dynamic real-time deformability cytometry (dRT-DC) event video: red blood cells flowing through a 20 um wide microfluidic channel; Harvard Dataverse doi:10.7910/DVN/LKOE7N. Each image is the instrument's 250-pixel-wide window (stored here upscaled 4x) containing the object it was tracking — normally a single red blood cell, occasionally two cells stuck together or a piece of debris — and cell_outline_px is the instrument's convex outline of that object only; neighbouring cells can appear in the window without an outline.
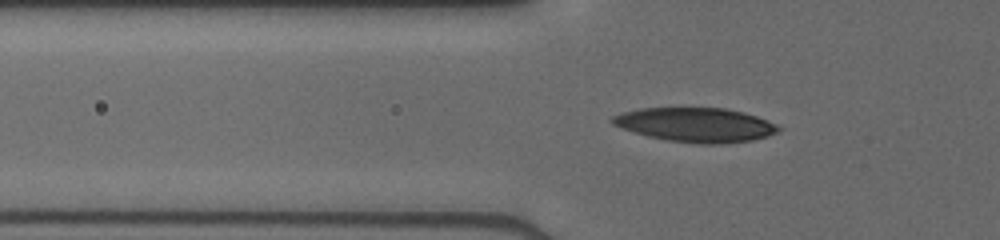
{"species": "human", "species_latin": "Homo sapiens", "temperature_condition": "cold", "stored_images_in_passage": 44, "camera_frame_rate_fps": 3000, "um_per_image_px": 0.085, "donor": {"sex": "male"}, "frame": {"image": 1, "passage_image": 12, "time_ms": 3.667, "image_size_px": [1000, 240], "cell_outline_px": [[780, 128], [776, 132], [768, 136], [752, 140], [720, 144], [700, 144], [668, 140], [648, 136], [612, 124], [608, 120], [612, 116], [624, 112], [640, 108], [728, 108], [744, 112], [756, 116], [776, 124]], "centroid_in_image_um": [59.14, 10.6], "position_along_channel_um": 66.7, "area_um2": 32.95}}
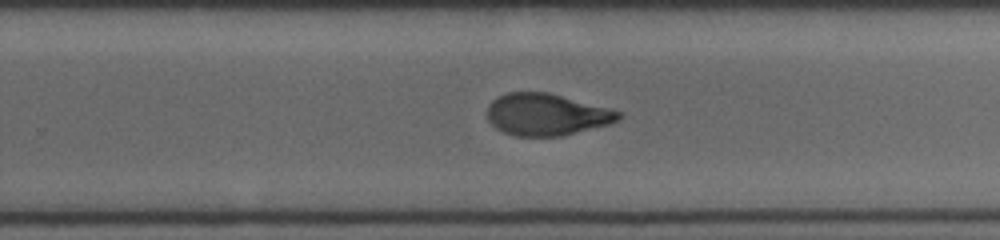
{"frame": {"image": 2, "passage_image": 28, "time_ms": 9.0, "image_size_px": [1000, 240], "cell_outline_px": [[624, 112], [620, 120], [608, 124], [564, 136], [516, 136], [504, 132], [496, 128], [488, 120], [488, 104], [496, 96], [508, 92], [548, 92]], "centroid_in_image_um": [46.46, 9.73], "position_along_channel_um": 283.3, "area_um2": 32.19}}
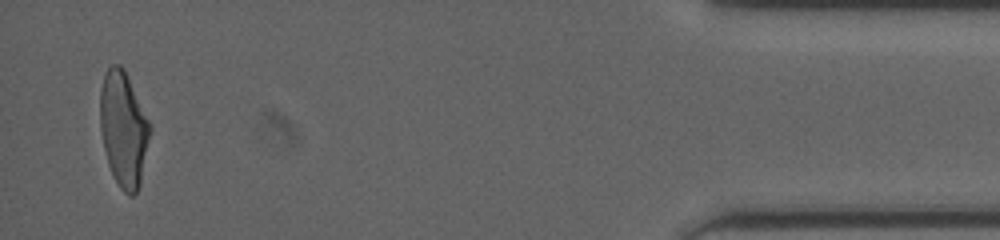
{"frame": {"image": 3, "passage_image": 43, "time_ms": 14.0, "image_size_px": [1000, 240], "cell_outline_px": [[152, 128], [140, 184], [136, 192], [132, 196], [128, 196], [120, 188], [108, 164], [104, 148], [100, 128], [100, 88], [104, 72], [112, 64], [120, 64], [124, 68]], "centroid_in_image_um": [10.49, 10.95], "position_along_channel_um": 424.7, "area_um2": 33.41}}